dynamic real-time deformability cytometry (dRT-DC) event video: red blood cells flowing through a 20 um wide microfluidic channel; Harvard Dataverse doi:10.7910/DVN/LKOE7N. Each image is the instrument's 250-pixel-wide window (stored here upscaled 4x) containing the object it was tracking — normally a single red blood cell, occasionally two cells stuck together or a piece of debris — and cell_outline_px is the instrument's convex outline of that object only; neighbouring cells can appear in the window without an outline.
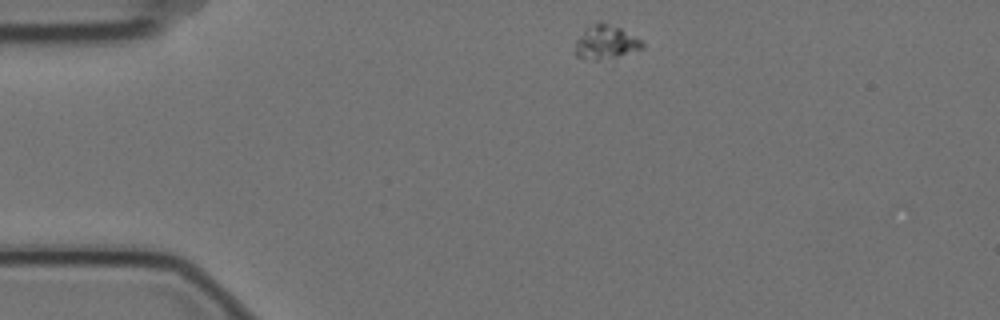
{"species": "Egyptian fruit bat (a non-hibernating species)", "species_latin": "Rousettus aegyptiacus", "temperature_condition": "cold", "stored_images_in_passage": 6, "camera_frame_rate_fps": 3000, "um_per_image_px": 0.085, "animal": {"sex": "female"}, "frame": {"image": 1, "passage_image": 1, "time_ms": 0.0, "image_size_px": [1000, 320], "cell_outline_px": [[644, 48], [616, 56], [596, 60], [584, 60], [576, 56], [576, 40], [584, 28], [588, 24], [604, 24], [620, 28], [640, 40], [644, 44]], "centroid_in_image_um": [51.43, 3.61], "position_along_channel_um": 33.6, "area_um2": 12.83}}
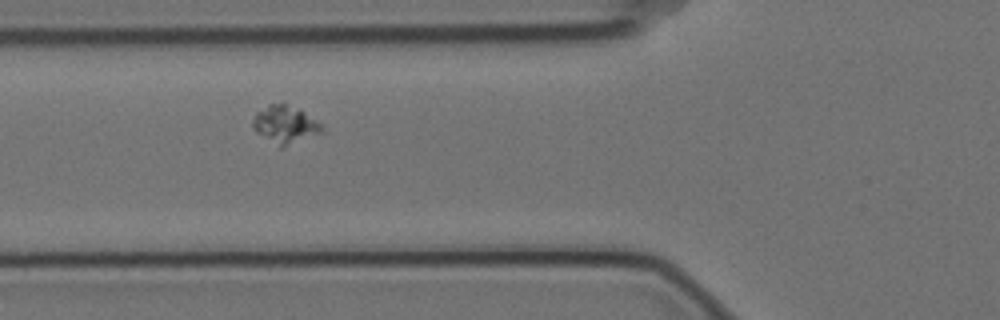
{"frame": {"image": 2, "passage_image": 4, "time_ms": 1.0, "image_size_px": [1000, 320], "cell_outline_px": [[324, 132], [284, 148], [280, 148], [256, 132], [252, 124], [252, 120], [256, 112], [268, 104], [284, 100], [300, 108], [320, 124], [324, 128]], "centroid_in_image_um": [24.24, 10.55], "position_along_channel_um": 101.6, "area_um2": 15.78}}
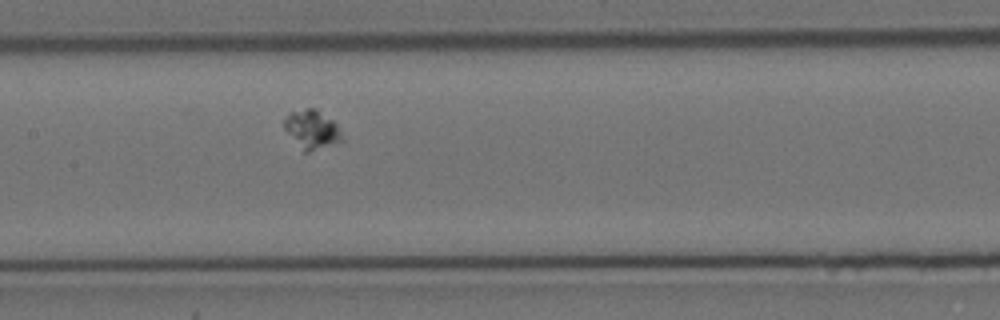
{"frame": {"image": 3, "passage_image": 6, "time_ms": 1.667, "image_size_px": [1000, 320], "cell_outline_px": [[340, 140], [308, 152], [304, 152], [284, 128], [284, 116], [288, 112], [304, 108], [316, 108], [332, 120], [336, 124], [340, 132]], "centroid_in_image_um": [26.44, 10.94], "position_along_channel_um": 181.0, "area_um2": 12.6}}